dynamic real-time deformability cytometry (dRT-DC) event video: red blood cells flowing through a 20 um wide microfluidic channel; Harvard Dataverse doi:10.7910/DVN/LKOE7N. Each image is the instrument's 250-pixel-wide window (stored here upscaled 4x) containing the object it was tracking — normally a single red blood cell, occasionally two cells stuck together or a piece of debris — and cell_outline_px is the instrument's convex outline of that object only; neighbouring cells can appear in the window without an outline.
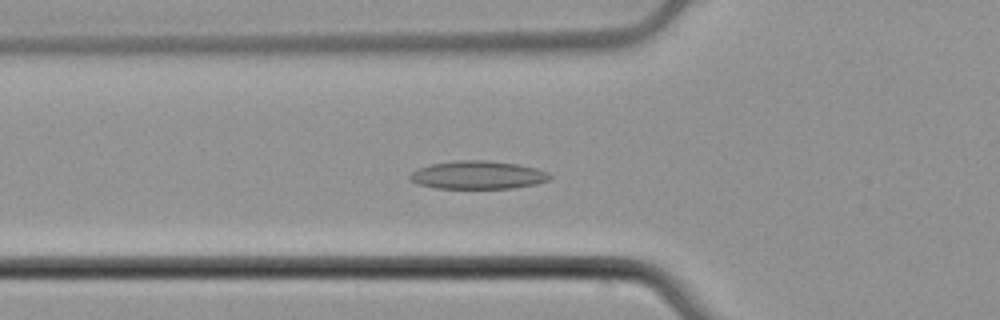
{"species": "common noctule bat (a hibernating species)", "species_latin": "Nyctalus noctula", "temperature_condition": "cold", "stored_images_in_passage": 34, "camera_frame_rate_fps": 3000, "um_per_image_px": 0.085, "animal": {"sex": "male", "body_mass_g": 21.5, "forearm_length_mm": 52.0}, "frame": {"image": 1, "passage_image": 5, "time_ms": 1.333, "image_size_px": [1000, 320], "cell_outline_px": [[552, 176], [548, 180], [536, 184], [512, 188], [436, 188], [416, 184], [408, 180], [408, 176], [412, 172], [420, 168], [432, 164], [456, 160], [488, 160], [516, 164], [536, 168], [548, 172]], "centroid_in_image_um": [40.59, 14.88], "position_along_channel_um": 85.2, "area_um2": 22.95}}
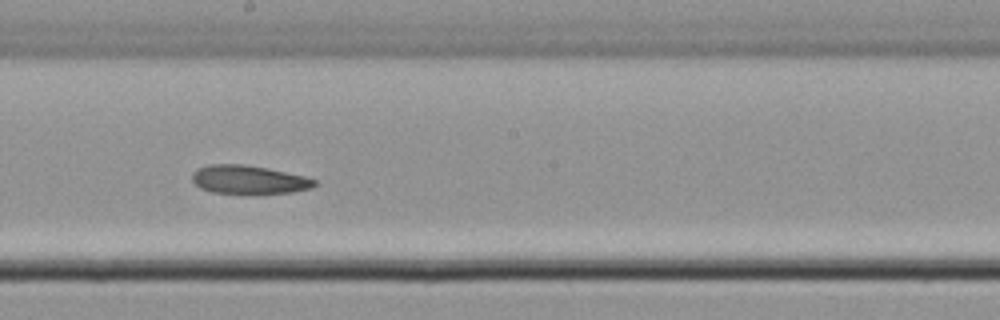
{"frame": {"image": 2, "passage_image": 16, "time_ms": 5.0, "image_size_px": [1000, 320], "cell_outline_px": [[316, 184], [312, 188], [292, 192], [212, 192], [200, 188], [192, 180], [192, 172], [196, 168], [208, 164], [244, 164], [268, 168], [304, 176], [316, 180]], "centroid_in_image_um": [21.11, 15.24], "position_along_channel_um": 227.1, "area_um2": 20.0}}
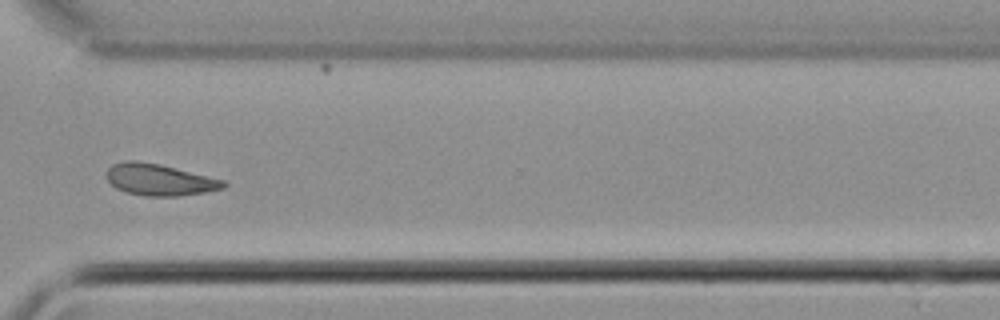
{"frame": {"image": 3, "passage_image": 26, "time_ms": 8.333, "image_size_px": [1000, 320], "cell_outline_px": [[228, 184], [224, 188], [204, 192], [180, 196], [144, 196], [128, 192], [116, 188], [108, 180], [108, 168], [112, 164], [124, 160], [136, 160], [160, 164], [224, 180]], "centroid_in_image_um": [13.56, 15.27], "position_along_channel_um": 357.0, "area_um2": 21.39}, "authors_computed_cell_mechanics": {"area_um2": 21.0681, "velocity_mm_per_s": 3.8709, "shape_relaxation_time_tau1_ms": null, "shape_relaxation_time_tau2_ms": 6.0878, "deformation_change_tau1": null, "deformation_change_tau2": 0.0913}}